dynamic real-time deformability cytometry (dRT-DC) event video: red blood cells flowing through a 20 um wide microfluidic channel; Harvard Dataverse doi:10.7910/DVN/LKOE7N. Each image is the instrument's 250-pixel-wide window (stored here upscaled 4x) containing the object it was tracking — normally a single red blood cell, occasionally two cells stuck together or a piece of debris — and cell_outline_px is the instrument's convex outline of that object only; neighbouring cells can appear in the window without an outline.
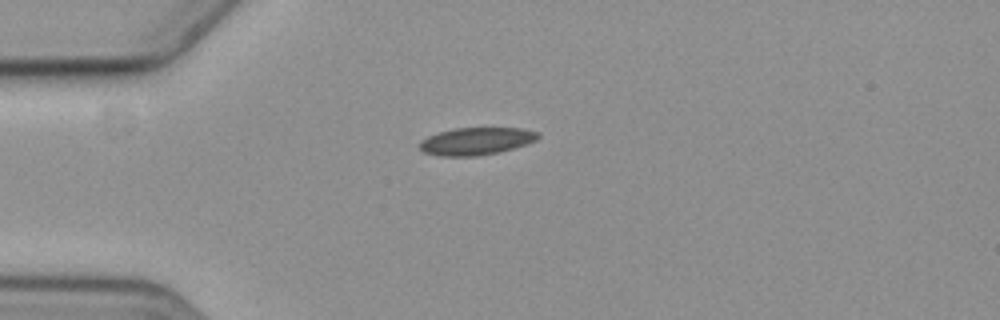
{"species": "common noctule bat (a hibernating species)", "species_latin": "Nyctalus noctula", "temperature_condition": "cold", "stored_images_in_passage": 3, "camera_frame_rate_fps": 3000, "um_per_image_px": 0.085, "animal": {"sex": "female", "body_mass_g": 19.3, "forearm_length_mm": 54.1}, "frame": {"image": 1, "passage_image": 1, "time_ms": 0.0, "image_size_px": [1000, 320], "cell_outline_px": [[540, 136], [536, 140], [528, 144], [500, 152], [476, 156], [440, 156], [424, 152], [420, 148], [420, 140], [428, 136], [440, 132], [456, 128], [520, 128], [540, 132]], "centroid_in_image_um": [40.51, 12.0], "position_along_channel_um": 44.5, "area_um2": 18.96}}
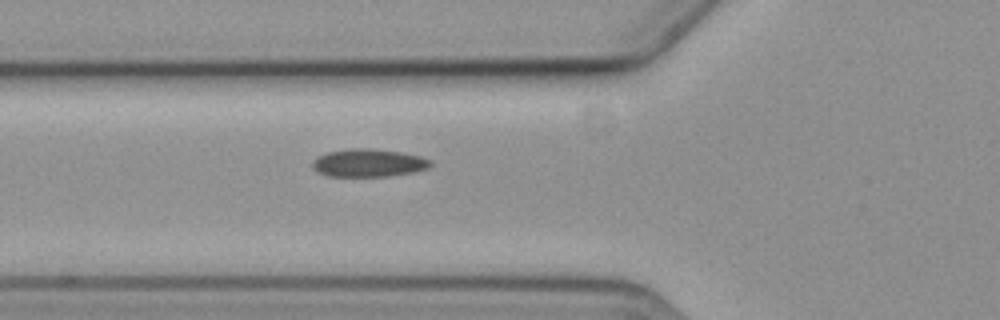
{"frame": {"image": 2, "passage_image": 3, "time_ms": 2.0, "image_size_px": [1000, 320], "cell_outline_px": [[432, 164], [428, 168], [412, 172], [388, 176], [328, 176], [316, 172], [312, 168], [312, 160], [316, 156], [324, 152], [352, 148], [368, 148], [400, 152], [420, 156], [432, 160]], "centroid_in_image_um": [31.26, 13.84], "position_along_channel_um": 94.5, "area_um2": 19.36}}